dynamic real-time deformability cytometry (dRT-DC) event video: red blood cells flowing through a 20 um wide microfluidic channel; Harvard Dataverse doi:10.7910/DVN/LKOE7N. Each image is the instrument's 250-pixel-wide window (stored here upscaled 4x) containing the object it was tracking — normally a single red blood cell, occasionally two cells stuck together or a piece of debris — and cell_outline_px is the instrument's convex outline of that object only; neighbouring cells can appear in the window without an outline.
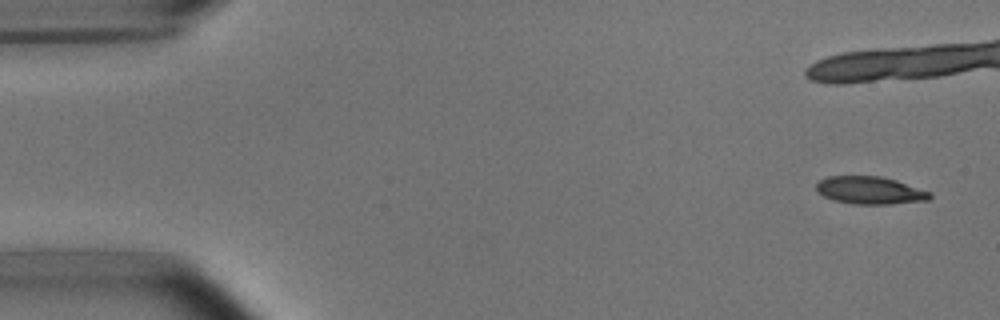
{"species": "common noctule bat (a hibernating species)", "species_latin": "Nyctalus noctula", "temperature_condition": "room temperature", "stored_images_in_passage": 9, "camera_frame_rate_fps": 3000, "um_per_image_px": 0.085, "animal": {"sex": "male", "body_mass_g": 15.6}, "frame": {"image": 1, "passage_image": 1, "time_ms": 0.0, "image_size_px": [1000, 320], "cell_outline_px": [[932, 196], [928, 200], [888, 204], [852, 204], [836, 200], [824, 196], [816, 192], [816, 184], [820, 180], [828, 176], [880, 176], [896, 180], [932, 192]], "centroid_in_image_um": [73.95, 16.17], "position_along_channel_um": 11.0, "area_um2": 18.26}}